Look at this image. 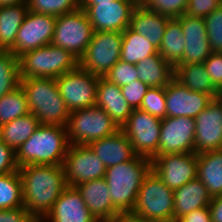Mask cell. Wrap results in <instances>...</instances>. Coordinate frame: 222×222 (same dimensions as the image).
I'll list each match as a JSON object with an SVG mask.
<instances>
[{"mask_svg":"<svg viewBox=\"0 0 222 222\" xmlns=\"http://www.w3.org/2000/svg\"><path fill=\"white\" fill-rule=\"evenodd\" d=\"M106 168L132 160L134 153L130 139L120 129L115 134L89 144Z\"/></svg>","mask_w":222,"mask_h":222,"instance_id":"cell-23","label":"cell"},{"mask_svg":"<svg viewBox=\"0 0 222 222\" xmlns=\"http://www.w3.org/2000/svg\"><path fill=\"white\" fill-rule=\"evenodd\" d=\"M24 206L19 171L0 175V209Z\"/></svg>","mask_w":222,"mask_h":222,"instance_id":"cell-33","label":"cell"},{"mask_svg":"<svg viewBox=\"0 0 222 222\" xmlns=\"http://www.w3.org/2000/svg\"><path fill=\"white\" fill-rule=\"evenodd\" d=\"M138 78L149 87H166L174 78V67L158 52L136 65Z\"/></svg>","mask_w":222,"mask_h":222,"instance_id":"cell-27","label":"cell"},{"mask_svg":"<svg viewBox=\"0 0 222 222\" xmlns=\"http://www.w3.org/2000/svg\"><path fill=\"white\" fill-rule=\"evenodd\" d=\"M111 222H149V221L139 219L131 214H120Z\"/></svg>","mask_w":222,"mask_h":222,"instance_id":"cell-48","label":"cell"},{"mask_svg":"<svg viewBox=\"0 0 222 222\" xmlns=\"http://www.w3.org/2000/svg\"><path fill=\"white\" fill-rule=\"evenodd\" d=\"M85 205L98 222H111L120 213L113 207L105 178L83 182L76 186Z\"/></svg>","mask_w":222,"mask_h":222,"instance_id":"cell-21","label":"cell"},{"mask_svg":"<svg viewBox=\"0 0 222 222\" xmlns=\"http://www.w3.org/2000/svg\"><path fill=\"white\" fill-rule=\"evenodd\" d=\"M158 52L144 36L127 27L122 32L120 60L136 65L143 59Z\"/></svg>","mask_w":222,"mask_h":222,"instance_id":"cell-32","label":"cell"},{"mask_svg":"<svg viewBox=\"0 0 222 222\" xmlns=\"http://www.w3.org/2000/svg\"><path fill=\"white\" fill-rule=\"evenodd\" d=\"M197 171L211 198L222 195V149L197 154Z\"/></svg>","mask_w":222,"mask_h":222,"instance_id":"cell-26","label":"cell"},{"mask_svg":"<svg viewBox=\"0 0 222 222\" xmlns=\"http://www.w3.org/2000/svg\"><path fill=\"white\" fill-rule=\"evenodd\" d=\"M27 0H0V7L26 4Z\"/></svg>","mask_w":222,"mask_h":222,"instance_id":"cell-49","label":"cell"},{"mask_svg":"<svg viewBox=\"0 0 222 222\" xmlns=\"http://www.w3.org/2000/svg\"><path fill=\"white\" fill-rule=\"evenodd\" d=\"M161 120L140 109H133L126 123L120 129L130 139L136 155L151 160L156 156Z\"/></svg>","mask_w":222,"mask_h":222,"instance_id":"cell-10","label":"cell"},{"mask_svg":"<svg viewBox=\"0 0 222 222\" xmlns=\"http://www.w3.org/2000/svg\"><path fill=\"white\" fill-rule=\"evenodd\" d=\"M222 4L221 0H189L186 15L205 18Z\"/></svg>","mask_w":222,"mask_h":222,"instance_id":"cell-43","label":"cell"},{"mask_svg":"<svg viewBox=\"0 0 222 222\" xmlns=\"http://www.w3.org/2000/svg\"><path fill=\"white\" fill-rule=\"evenodd\" d=\"M211 53H222V4L204 18Z\"/></svg>","mask_w":222,"mask_h":222,"instance_id":"cell-38","label":"cell"},{"mask_svg":"<svg viewBox=\"0 0 222 222\" xmlns=\"http://www.w3.org/2000/svg\"><path fill=\"white\" fill-rule=\"evenodd\" d=\"M0 222H38L24 207L0 209Z\"/></svg>","mask_w":222,"mask_h":222,"instance_id":"cell-45","label":"cell"},{"mask_svg":"<svg viewBox=\"0 0 222 222\" xmlns=\"http://www.w3.org/2000/svg\"><path fill=\"white\" fill-rule=\"evenodd\" d=\"M20 86L19 58L0 50V98Z\"/></svg>","mask_w":222,"mask_h":222,"instance_id":"cell-35","label":"cell"},{"mask_svg":"<svg viewBox=\"0 0 222 222\" xmlns=\"http://www.w3.org/2000/svg\"><path fill=\"white\" fill-rule=\"evenodd\" d=\"M189 0H143L141 4L163 16L178 18L186 13Z\"/></svg>","mask_w":222,"mask_h":222,"instance_id":"cell-39","label":"cell"},{"mask_svg":"<svg viewBox=\"0 0 222 222\" xmlns=\"http://www.w3.org/2000/svg\"><path fill=\"white\" fill-rule=\"evenodd\" d=\"M78 66V58L53 44L25 52L19 57L20 78H57Z\"/></svg>","mask_w":222,"mask_h":222,"instance_id":"cell-5","label":"cell"},{"mask_svg":"<svg viewBox=\"0 0 222 222\" xmlns=\"http://www.w3.org/2000/svg\"><path fill=\"white\" fill-rule=\"evenodd\" d=\"M122 32L95 31L79 66L92 74L104 77L120 60Z\"/></svg>","mask_w":222,"mask_h":222,"instance_id":"cell-9","label":"cell"},{"mask_svg":"<svg viewBox=\"0 0 222 222\" xmlns=\"http://www.w3.org/2000/svg\"><path fill=\"white\" fill-rule=\"evenodd\" d=\"M177 19L185 38L183 57L177 65L204 62L211 55L204 18L184 14Z\"/></svg>","mask_w":222,"mask_h":222,"instance_id":"cell-19","label":"cell"},{"mask_svg":"<svg viewBox=\"0 0 222 222\" xmlns=\"http://www.w3.org/2000/svg\"><path fill=\"white\" fill-rule=\"evenodd\" d=\"M151 170V159L136 155L132 160L106 168L105 180L113 207L120 214H131L144 177Z\"/></svg>","mask_w":222,"mask_h":222,"instance_id":"cell-2","label":"cell"},{"mask_svg":"<svg viewBox=\"0 0 222 222\" xmlns=\"http://www.w3.org/2000/svg\"><path fill=\"white\" fill-rule=\"evenodd\" d=\"M183 35L180 21L177 18L169 19L158 53L173 67H175L183 57L185 48V38Z\"/></svg>","mask_w":222,"mask_h":222,"instance_id":"cell-31","label":"cell"},{"mask_svg":"<svg viewBox=\"0 0 222 222\" xmlns=\"http://www.w3.org/2000/svg\"><path fill=\"white\" fill-rule=\"evenodd\" d=\"M177 222H212L209 207L193 210L182 216Z\"/></svg>","mask_w":222,"mask_h":222,"instance_id":"cell-46","label":"cell"},{"mask_svg":"<svg viewBox=\"0 0 222 222\" xmlns=\"http://www.w3.org/2000/svg\"><path fill=\"white\" fill-rule=\"evenodd\" d=\"M57 17L29 11L20 26L11 52L19 58L25 52L51 44Z\"/></svg>","mask_w":222,"mask_h":222,"instance_id":"cell-15","label":"cell"},{"mask_svg":"<svg viewBox=\"0 0 222 222\" xmlns=\"http://www.w3.org/2000/svg\"><path fill=\"white\" fill-rule=\"evenodd\" d=\"M169 19V17L148 10L140 3L132 12L129 27L159 49Z\"/></svg>","mask_w":222,"mask_h":222,"instance_id":"cell-24","label":"cell"},{"mask_svg":"<svg viewBox=\"0 0 222 222\" xmlns=\"http://www.w3.org/2000/svg\"><path fill=\"white\" fill-rule=\"evenodd\" d=\"M194 119V153L222 149V96L214 98Z\"/></svg>","mask_w":222,"mask_h":222,"instance_id":"cell-17","label":"cell"},{"mask_svg":"<svg viewBox=\"0 0 222 222\" xmlns=\"http://www.w3.org/2000/svg\"><path fill=\"white\" fill-rule=\"evenodd\" d=\"M29 11L54 17L80 8V0H27Z\"/></svg>","mask_w":222,"mask_h":222,"instance_id":"cell-36","label":"cell"},{"mask_svg":"<svg viewBox=\"0 0 222 222\" xmlns=\"http://www.w3.org/2000/svg\"><path fill=\"white\" fill-rule=\"evenodd\" d=\"M30 113L21 86L0 98V126Z\"/></svg>","mask_w":222,"mask_h":222,"instance_id":"cell-34","label":"cell"},{"mask_svg":"<svg viewBox=\"0 0 222 222\" xmlns=\"http://www.w3.org/2000/svg\"><path fill=\"white\" fill-rule=\"evenodd\" d=\"M67 186L100 179L105 176L106 167L89 145H70L63 162Z\"/></svg>","mask_w":222,"mask_h":222,"instance_id":"cell-12","label":"cell"},{"mask_svg":"<svg viewBox=\"0 0 222 222\" xmlns=\"http://www.w3.org/2000/svg\"><path fill=\"white\" fill-rule=\"evenodd\" d=\"M66 130L69 145H89L115 134L120 128L104 109L94 105L70 112Z\"/></svg>","mask_w":222,"mask_h":222,"instance_id":"cell-7","label":"cell"},{"mask_svg":"<svg viewBox=\"0 0 222 222\" xmlns=\"http://www.w3.org/2000/svg\"><path fill=\"white\" fill-rule=\"evenodd\" d=\"M95 105L104 109L119 128L126 123L133 111L125 100L121 87L104 77L98 79Z\"/></svg>","mask_w":222,"mask_h":222,"instance_id":"cell-22","label":"cell"},{"mask_svg":"<svg viewBox=\"0 0 222 222\" xmlns=\"http://www.w3.org/2000/svg\"><path fill=\"white\" fill-rule=\"evenodd\" d=\"M18 171L24 207L41 222L67 187L63 165H25Z\"/></svg>","mask_w":222,"mask_h":222,"instance_id":"cell-1","label":"cell"},{"mask_svg":"<svg viewBox=\"0 0 222 222\" xmlns=\"http://www.w3.org/2000/svg\"><path fill=\"white\" fill-rule=\"evenodd\" d=\"M41 222H98L77 187L67 186Z\"/></svg>","mask_w":222,"mask_h":222,"instance_id":"cell-20","label":"cell"},{"mask_svg":"<svg viewBox=\"0 0 222 222\" xmlns=\"http://www.w3.org/2000/svg\"><path fill=\"white\" fill-rule=\"evenodd\" d=\"M131 215L149 222H174V192L152 169L143 179Z\"/></svg>","mask_w":222,"mask_h":222,"instance_id":"cell-6","label":"cell"},{"mask_svg":"<svg viewBox=\"0 0 222 222\" xmlns=\"http://www.w3.org/2000/svg\"><path fill=\"white\" fill-rule=\"evenodd\" d=\"M115 0H80V4H100L105 2H112Z\"/></svg>","mask_w":222,"mask_h":222,"instance_id":"cell-50","label":"cell"},{"mask_svg":"<svg viewBox=\"0 0 222 222\" xmlns=\"http://www.w3.org/2000/svg\"><path fill=\"white\" fill-rule=\"evenodd\" d=\"M29 111L40 124L66 126L70 111L60 95L55 78H20Z\"/></svg>","mask_w":222,"mask_h":222,"instance_id":"cell-4","label":"cell"},{"mask_svg":"<svg viewBox=\"0 0 222 222\" xmlns=\"http://www.w3.org/2000/svg\"><path fill=\"white\" fill-rule=\"evenodd\" d=\"M94 30L85 11L79 8L57 16L51 44L70 51L80 59L92 40Z\"/></svg>","mask_w":222,"mask_h":222,"instance_id":"cell-8","label":"cell"},{"mask_svg":"<svg viewBox=\"0 0 222 222\" xmlns=\"http://www.w3.org/2000/svg\"><path fill=\"white\" fill-rule=\"evenodd\" d=\"M18 171L16 152L0 139V175Z\"/></svg>","mask_w":222,"mask_h":222,"instance_id":"cell-44","label":"cell"},{"mask_svg":"<svg viewBox=\"0 0 222 222\" xmlns=\"http://www.w3.org/2000/svg\"><path fill=\"white\" fill-rule=\"evenodd\" d=\"M194 139V118L186 116L163 118L156 155L194 152Z\"/></svg>","mask_w":222,"mask_h":222,"instance_id":"cell-16","label":"cell"},{"mask_svg":"<svg viewBox=\"0 0 222 222\" xmlns=\"http://www.w3.org/2000/svg\"><path fill=\"white\" fill-rule=\"evenodd\" d=\"M98 79V75L80 66L55 78L60 95L70 112L96 104Z\"/></svg>","mask_w":222,"mask_h":222,"instance_id":"cell-11","label":"cell"},{"mask_svg":"<svg viewBox=\"0 0 222 222\" xmlns=\"http://www.w3.org/2000/svg\"><path fill=\"white\" fill-rule=\"evenodd\" d=\"M151 169L174 191L197 178V154L191 152L156 155L151 160Z\"/></svg>","mask_w":222,"mask_h":222,"instance_id":"cell-14","label":"cell"},{"mask_svg":"<svg viewBox=\"0 0 222 222\" xmlns=\"http://www.w3.org/2000/svg\"><path fill=\"white\" fill-rule=\"evenodd\" d=\"M109 82L122 87L139 79L136 66L119 60L104 76Z\"/></svg>","mask_w":222,"mask_h":222,"instance_id":"cell-40","label":"cell"},{"mask_svg":"<svg viewBox=\"0 0 222 222\" xmlns=\"http://www.w3.org/2000/svg\"><path fill=\"white\" fill-rule=\"evenodd\" d=\"M135 0H115L100 4H80L93 30L123 32L130 25Z\"/></svg>","mask_w":222,"mask_h":222,"instance_id":"cell-13","label":"cell"},{"mask_svg":"<svg viewBox=\"0 0 222 222\" xmlns=\"http://www.w3.org/2000/svg\"><path fill=\"white\" fill-rule=\"evenodd\" d=\"M69 146L66 126L41 124L16 151L18 168L63 165Z\"/></svg>","mask_w":222,"mask_h":222,"instance_id":"cell-3","label":"cell"},{"mask_svg":"<svg viewBox=\"0 0 222 222\" xmlns=\"http://www.w3.org/2000/svg\"><path fill=\"white\" fill-rule=\"evenodd\" d=\"M39 120L30 112L0 126V139L15 152L40 126Z\"/></svg>","mask_w":222,"mask_h":222,"instance_id":"cell-30","label":"cell"},{"mask_svg":"<svg viewBox=\"0 0 222 222\" xmlns=\"http://www.w3.org/2000/svg\"><path fill=\"white\" fill-rule=\"evenodd\" d=\"M214 98L192 91L173 78L165 87L167 117H197Z\"/></svg>","mask_w":222,"mask_h":222,"instance_id":"cell-18","label":"cell"},{"mask_svg":"<svg viewBox=\"0 0 222 222\" xmlns=\"http://www.w3.org/2000/svg\"><path fill=\"white\" fill-rule=\"evenodd\" d=\"M174 78L192 91L207 93L213 98L220 96V92L211 83L204 62L176 65Z\"/></svg>","mask_w":222,"mask_h":222,"instance_id":"cell-28","label":"cell"},{"mask_svg":"<svg viewBox=\"0 0 222 222\" xmlns=\"http://www.w3.org/2000/svg\"><path fill=\"white\" fill-rule=\"evenodd\" d=\"M139 109L160 119L166 118L165 87H150Z\"/></svg>","mask_w":222,"mask_h":222,"instance_id":"cell-37","label":"cell"},{"mask_svg":"<svg viewBox=\"0 0 222 222\" xmlns=\"http://www.w3.org/2000/svg\"><path fill=\"white\" fill-rule=\"evenodd\" d=\"M204 65L211 83L220 91L222 89V53H211L204 61Z\"/></svg>","mask_w":222,"mask_h":222,"instance_id":"cell-42","label":"cell"},{"mask_svg":"<svg viewBox=\"0 0 222 222\" xmlns=\"http://www.w3.org/2000/svg\"><path fill=\"white\" fill-rule=\"evenodd\" d=\"M138 4H140L143 0H135Z\"/></svg>","mask_w":222,"mask_h":222,"instance_id":"cell-51","label":"cell"},{"mask_svg":"<svg viewBox=\"0 0 222 222\" xmlns=\"http://www.w3.org/2000/svg\"><path fill=\"white\" fill-rule=\"evenodd\" d=\"M29 9L27 4L0 7V50L11 51Z\"/></svg>","mask_w":222,"mask_h":222,"instance_id":"cell-29","label":"cell"},{"mask_svg":"<svg viewBox=\"0 0 222 222\" xmlns=\"http://www.w3.org/2000/svg\"><path fill=\"white\" fill-rule=\"evenodd\" d=\"M208 207L212 222H222V195L212 197Z\"/></svg>","mask_w":222,"mask_h":222,"instance_id":"cell-47","label":"cell"},{"mask_svg":"<svg viewBox=\"0 0 222 222\" xmlns=\"http://www.w3.org/2000/svg\"><path fill=\"white\" fill-rule=\"evenodd\" d=\"M149 88L150 87L148 85H146L139 79H136L132 81L131 83L122 86L121 91L123 93L125 100L131 106V108L139 109L142 103L143 97L145 96Z\"/></svg>","mask_w":222,"mask_h":222,"instance_id":"cell-41","label":"cell"},{"mask_svg":"<svg viewBox=\"0 0 222 222\" xmlns=\"http://www.w3.org/2000/svg\"><path fill=\"white\" fill-rule=\"evenodd\" d=\"M174 222L193 210L208 207L211 201L205 185L195 178L174 191Z\"/></svg>","mask_w":222,"mask_h":222,"instance_id":"cell-25","label":"cell"}]
</instances>
